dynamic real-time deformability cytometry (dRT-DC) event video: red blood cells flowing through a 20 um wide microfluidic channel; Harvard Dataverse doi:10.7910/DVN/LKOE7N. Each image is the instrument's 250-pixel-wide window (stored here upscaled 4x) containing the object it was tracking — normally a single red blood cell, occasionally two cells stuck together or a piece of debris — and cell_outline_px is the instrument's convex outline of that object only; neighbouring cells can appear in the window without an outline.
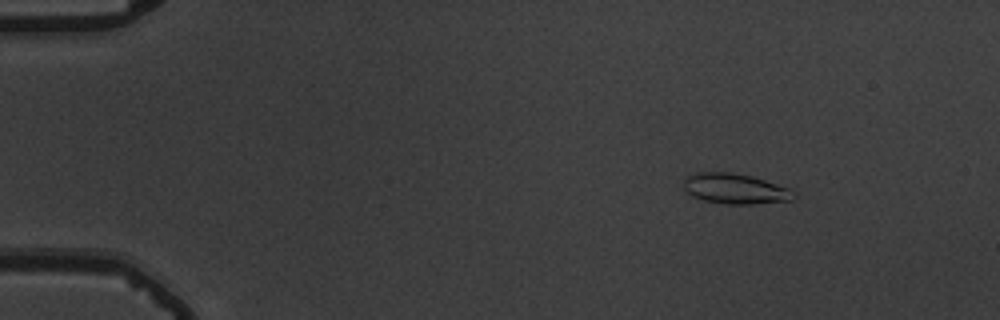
{"species": "common noctule bat (a hibernating species)", "species_latin": "Nyctalus noctula", "temperature_condition": "warm", "stored_images_in_passage": 8, "camera_frame_rate_fps": 3000, "um_per_image_px": 0.085, "animal": {"sex": "male", "body_mass_g": 19.5, "forearm_length_mm": 54.6}, "frame": {"image": 1, "passage_image": 4, "time_ms": 1.0, "image_size_px": [1000, 320], "cell_outline_px": [[796, 196], [792, 200], [752, 204], [724, 204], [704, 200], [692, 196], [684, 188], [684, 176], [696, 172], [732, 172], [752, 176], [788, 188]], "centroid_in_image_um": [62.44, 16.03], "position_along_channel_um": 22.6, "area_um2": 19.42}}